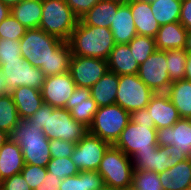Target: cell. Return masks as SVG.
Masks as SVG:
<instances>
[{
    "instance_id": "obj_1",
    "label": "cell",
    "mask_w": 191,
    "mask_h": 190,
    "mask_svg": "<svg viewBox=\"0 0 191 190\" xmlns=\"http://www.w3.org/2000/svg\"><path fill=\"white\" fill-rule=\"evenodd\" d=\"M19 41L23 59L41 68L46 77L69 72L72 53L68 42L39 28L27 29Z\"/></svg>"
},
{
    "instance_id": "obj_2",
    "label": "cell",
    "mask_w": 191,
    "mask_h": 190,
    "mask_svg": "<svg viewBox=\"0 0 191 190\" xmlns=\"http://www.w3.org/2000/svg\"><path fill=\"white\" fill-rule=\"evenodd\" d=\"M29 120L37 128H43L49 140L61 139L76 144L88 133V127L74 120L69 110L45 103Z\"/></svg>"
},
{
    "instance_id": "obj_3",
    "label": "cell",
    "mask_w": 191,
    "mask_h": 190,
    "mask_svg": "<svg viewBox=\"0 0 191 190\" xmlns=\"http://www.w3.org/2000/svg\"><path fill=\"white\" fill-rule=\"evenodd\" d=\"M72 55L107 60L115 46L110 28L84 25L80 21L67 41Z\"/></svg>"
},
{
    "instance_id": "obj_4",
    "label": "cell",
    "mask_w": 191,
    "mask_h": 190,
    "mask_svg": "<svg viewBox=\"0 0 191 190\" xmlns=\"http://www.w3.org/2000/svg\"><path fill=\"white\" fill-rule=\"evenodd\" d=\"M9 136L21 148L25 164L47 167L52 157L43 128L32 125L29 119H20Z\"/></svg>"
},
{
    "instance_id": "obj_5",
    "label": "cell",
    "mask_w": 191,
    "mask_h": 190,
    "mask_svg": "<svg viewBox=\"0 0 191 190\" xmlns=\"http://www.w3.org/2000/svg\"><path fill=\"white\" fill-rule=\"evenodd\" d=\"M105 185L114 190H126L133 183L134 167L131 157L114 145L105 151L97 170Z\"/></svg>"
},
{
    "instance_id": "obj_6",
    "label": "cell",
    "mask_w": 191,
    "mask_h": 190,
    "mask_svg": "<svg viewBox=\"0 0 191 190\" xmlns=\"http://www.w3.org/2000/svg\"><path fill=\"white\" fill-rule=\"evenodd\" d=\"M79 22L65 0H45L42 2V17L39 29L65 42Z\"/></svg>"
},
{
    "instance_id": "obj_7",
    "label": "cell",
    "mask_w": 191,
    "mask_h": 190,
    "mask_svg": "<svg viewBox=\"0 0 191 190\" xmlns=\"http://www.w3.org/2000/svg\"><path fill=\"white\" fill-rule=\"evenodd\" d=\"M130 122V113L118 104L98 107L88 132L114 144Z\"/></svg>"
},
{
    "instance_id": "obj_8",
    "label": "cell",
    "mask_w": 191,
    "mask_h": 190,
    "mask_svg": "<svg viewBox=\"0 0 191 190\" xmlns=\"http://www.w3.org/2000/svg\"><path fill=\"white\" fill-rule=\"evenodd\" d=\"M157 129L154 124H136L129 122L113 144L132 157L137 151H155L157 144Z\"/></svg>"
},
{
    "instance_id": "obj_9",
    "label": "cell",
    "mask_w": 191,
    "mask_h": 190,
    "mask_svg": "<svg viewBox=\"0 0 191 190\" xmlns=\"http://www.w3.org/2000/svg\"><path fill=\"white\" fill-rule=\"evenodd\" d=\"M154 93L137 74L119 75L115 104L130 113L146 108Z\"/></svg>"
},
{
    "instance_id": "obj_10",
    "label": "cell",
    "mask_w": 191,
    "mask_h": 190,
    "mask_svg": "<svg viewBox=\"0 0 191 190\" xmlns=\"http://www.w3.org/2000/svg\"><path fill=\"white\" fill-rule=\"evenodd\" d=\"M0 69L2 74L7 77L5 84L9 93L20 86L41 90L46 78L41 68L33 67L25 59L23 61H3Z\"/></svg>"
},
{
    "instance_id": "obj_11",
    "label": "cell",
    "mask_w": 191,
    "mask_h": 190,
    "mask_svg": "<svg viewBox=\"0 0 191 190\" xmlns=\"http://www.w3.org/2000/svg\"><path fill=\"white\" fill-rule=\"evenodd\" d=\"M167 67L166 52L156 50L139 65L137 75L155 93L167 92L172 83Z\"/></svg>"
},
{
    "instance_id": "obj_12",
    "label": "cell",
    "mask_w": 191,
    "mask_h": 190,
    "mask_svg": "<svg viewBox=\"0 0 191 190\" xmlns=\"http://www.w3.org/2000/svg\"><path fill=\"white\" fill-rule=\"evenodd\" d=\"M111 144L89 132L78 142L74 148L71 160L79 171H97L105 151Z\"/></svg>"
},
{
    "instance_id": "obj_13",
    "label": "cell",
    "mask_w": 191,
    "mask_h": 190,
    "mask_svg": "<svg viewBox=\"0 0 191 190\" xmlns=\"http://www.w3.org/2000/svg\"><path fill=\"white\" fill-rule=\"evenodd\" d=\"M107 60L72 55L69 73L76 87L91 88L108 71Z\"/></svg>"
},
{
    "instance_id": "obj_14",
    "label": "cell",
    "mask_w": 191,
    "mask_h": 190,
    "mask_svg": "<svg viewBox=\"0 0 191 190\" xmlns=\"http://www.w3.org/2000/svg\"><path fill=\"white\" fill-rule=\"evenodd\" d=\"M184 158L176 150L160 146L155 151H137L131 157L134 170L154 171L158 174L175 166Z\"/></svg>"
},
{
    "instance_id": "obj_15",
    "label": "cell",
    "mask_w": 191,
    "mask_h": 190,
    "mask_svg": "<svg viewBox=\"0 0 191 190\" xmlns=\"http://www.w3.org/2000/svg\"><path fill=\"white\" fill-rule=\"evenodd\" d=\"M157 144L191 158V119L180 118L173 126L157 129Z\"/></svg>"
},
{
    "instance_id": "obj_16",
    "label": "cell",
    "mask_w": 191,
    "mask_h": 190,
    "mask_svg": "<svg viewBox=\"0 0 191 190\" xmlns=\"http://www.w3.org/2000/svg\"><path fill=\"white\" fill-rule=\"evenodd\" d=\"M76 88L69 72L51 75L45 78L41 95L45 104L54 108H65L67 100Z\"/></svg>"
},
{
    "instance_id": "obj_17",
    "label": "cell",
    "mask_w": 191,
    "mask_h": 190,
    "mask_svg": "<svg viewBox=\"0 0 191 190\" xmlns=\"http://www.w3.org/2000/svg\"><path fill=\"white\" fill-rule=\"evenodd\" d=\"M65 109L69 110L74 120L89 127L98 110L96 101L91 97V90L87 87H76L67 100Z\"/></svg>"
},
{
    "instance_id": "obj_18",
    "label": "cell",
    "mask_w": 191,
    "mask_h": 190,
    "mask_svg": "<svg viewBox=\"0 0 191 190\" xmlns=\"http://www.w3.org/2000/svg\"><path fill=\"white\" fill-rule=\"evenodd\" d=\"M156 129L173 126L180 116L166 92L154 93L147 105Z\"/></svg>"
},
{
    "instance_id": "obj_19",
    "label": "cell",
    "mask_w": 191,
    "mask_h": 190,
    "mask_svg": "<svg viewBox=\"0 0 191 190\" xmlns=\"http://www.w3.org/2000/svg\"><path fill=\"white\" fill-rule=\"evenodd\" d=\"M137 35L155 38L160 28L155 19L149 0H129Z\"/></svg>"
},
{
    "instance_id": "obj_20",
    "label": "cell",
    "mask_w": 191,
    "mask_h": 190,
    "mask_svg": "<svg viewBox=\"0 0 191 190\" xmlns=\"http://www.w3.org/2000/svg\"><path fill=\"white\" fill-rule=\"evenodd\" d=\"M115 44H128L136 35L134 19L128 3H121L111 22Z\"/></svg>"
},
{
    "instance_id": "obj_21",
    "label": "cell",
    "mask_w": 191,
    "mask_h": 190,
    "mask_svg": "<svg viewBox=\"0 0 191 190\" xmlns=\"http://www.w3.org/2000/svg\"><path fill=\"white\" fill-rule=\"evenodd\" d=\"M162 190H184L191 186V158L158 174Z\"/></svg>"
},
{
    "instance_id": "obj_22",
    "label": "cell",
    "mask_w": 191,
    "mask_h": 190,
    "mask_svg": "<svg viewBox=\"0 0 191 190\" xmlns=\"http://www.w3.org/2000/svg\"><path fill=\"white\" fill-rule=\"evenodd\" d=\"M20 119H29L44 103L41 90L20 86L10 92Z\"/></svg>"
},
{
    "instance_id": "obj_23",
    "label": "cell",
    "mask_w": 191,
    "mask_h": 190,
    "mask_svg": "<svg viewBox=\"0 0 191 190\" xmlns=\"http://www.w3.org/2000/svg\"><path fill=\"white\" fill-rule=\"evenodd\" d=\"M24 165L21 148L9 138L0 148V181L19 174Z\"/></svg>"
},
{
    "instance_id": "obj_24",
    "label": "cell",
    "mask_w": 191,
    "mask_h": 190,
    "mask_svg": "<svg viewBox=\"0 0 191 190\" xmlns=\"http://www.w3.org/2000/svg\"><path fill=\"white\" fill-rule=\"evenodd\" d=\"M107 62L109 71L117 75H133L139 70V64L128 44H115Z\"/></svg>"
},
{
    "instance_id": "obj_25",
    "label": "cell",
    "mask_w": 191,
    "mask_h": 190,
    "mask_svg": "<svg viewBox=\"0 0 191 190\" xmlns=\"http://www.w3.org/2000/svg\"><path fill=\"white\" fill-rule=\"evenodd\" d=\"M187 29L180 22L160 26L155 36L157 50L184 49Z\"/></svg>"
},
{
    "instance_id": "obj_26",
    "label": "cell",
    "mask_w": 191,
    "mask_h": 190,
    "mask_svg": "<svg viewBox=\"0 0 191 190\" xmlns=\"http://www.w3.org/2000/svg\"><path fill=\"white\" fill-rule=\"evenodd\" d=\"M120 4V2L114 0H101L84 14L79 21L84 25L110 28Z\"/></svg>"
},
{
    "instance_id": "obj_27",
    "label": "cell",
    "mask_w": 191,
    "mask_h": 190,
    "mask_svg": "<svg viewBox=\"0 0 191 190\" xmlns=\"http://www.w3.org/2000/svg\"><path fill=\"white\" fill-rule=\"evenodd\" d=\"M119 75L107 71L91 88V97L98 107L115 104Z\"/></svg>"
},
{
    "instance_id": "obj_28",
    "label": "cell",
    "mask_w": 191,
    "mask_h": 190,
    "mask_svg": "<svg viewBox=\"0 0 191 190\" xmlns=\"http://www.w3.org/2000/svg\"><path fill=\"white\" fill-rule=\"evenodd\" d=\"M166 93L180 118L191 119V81L186 79L174 81Z\"/></svg>"
},
{
    "instance_id": "obj_29",
    "label": "cell",
    "mask_w": 191,
    "mask_h": 190,
    "mask_svg": "<svg viewBox=\"0 0 191 190\" xmlns=\"http://www.w3.org/2000/svg\"><path fill=\"white\" fill-rule=\"evenodd\" d=\"M11 14L27 29L39 28L42 2L21 0L11 7Z\"/></svg>"
},
{
    "instance_id": "obj_30",
    "label": "cell",
    "mask_w": 191,
    "mask_h": 190,
    "mask_svg": "<svg viewBox=\"0 0 191 190\" xmlns=\"http://www.w3.org/2000/svg\"><path fill=\"white\" fill-rule=\"evenodd\" d=\"M104 184V179L98 171L86 170L64 178L59 190H97Z\"/></svg>"
},
{
    "instance_id": "obj_31",
    "label": "cell",
    "mask_w": 191,
    "mask_h": 190,
    "mask_svg": "<svg viewBox=\"0 0 191 190\" xmlns=\"http://www.w3.org/2000/svg\"><path fill=\"white\" fill-rule=\"evenodd\" d=\"M182 0H150V6L159 25L179 22Z\"/></svg>"
},
{
    "instance_id": "obj_32",
    "label": "cell",
    "mask_w": 191,
    "mask_h": 190,
    "mask_svg": "<svg viewBox=\"0 0 191 190\" xmlns=\"http://www.w3.org/2000/svg\"><path fill=\"white\" fill-rule=\"evenodd\" d=\"M19 115L12 95L5 94L0 97V129L11 133L19 123Z\"/></svg>"
},
{
    "instance_id": "obj_33",
    "label": "cell",
    "mask_w": 191,
    "mask_h": 190,
    "mask_svg": "<svg viewBox=\"0 0 191 190\" xmlns=\"http://www.w3.org/2000/svg\"><path fill=\"white\" fill-rule=\"evenodd\" d=\"M166 52L167 70L172 82L185 79L187 52L184 49L164 50Z\"/></svg>"
},
{
    "instance_id": "obj_34",
    "label": "cell",
    "mask_w": 191,
    "mask_h": 190,
    "mask_svg": "<svg viewBox=\"0 0 191 190\" xmlns=\"http://www.w3.org/2000/svg\"><path fill=\"white\" fill-rule=\"evenodd\" d=\"M128 45L139 65L157 50L155 38L148 36L136 35Z\"/></svg>"
},
{
    "instance_id": "obj_35",
    "label": "cell",
    "mask_w": 191,
    "mask_h": 190,
    "mask_svg": "<svg viewBox=\"0 0 191 190\" xmlns=\"http://www.w3.org/2000/svg\"><path fill=\"white\" fill-rule=\"evenodd\" d=\"M47 171L51 173L52 176L62 180L80 172L70 157L51 158L47 165Z\"/></svg>"
},
{
    "instance_id": "obj_36",
    "label": "cell",
    "mask_w": 191,
    "mask_h": 190,
    "mask_svg": "<svg viewBox=\"0 0 191 190\" xmlns=\"http://www.w3.org/2000/svg\"><path fill=\"white\" fill-rule=\"evenodd\" d=\"M132 186L138 190H162L158 173L154 171L134 170Z\"/></svg>"
},
{
    "instance_id": "obj_37",
    "label": "cell",
    "mask_w": 191,
    "mask_h": 190,
    "mask_svg": "<svg viewBox=\"0 0 191 190\" xmlns=\"http://www.w3.org/2000/svg\"><path fill=\"white\" fill-rule=\"evenodd\" d=\"M24 27L12 14L0 23V38L20 40L26 32Z\"/></svg>"
},
{
    "instance_id": "obj_38",
    "label": "cell",
    "mask_w": 191,
    "mask_h": 190,
    "mask_svg": "<svg viewBox=\"0 0 191 190\" xmlns=\"http://www.w3.org/2000/svg\"><path fill=\"white\" fill-rule=\"evenodd\" d=\"M20 41L0 38V65L3 61H23Z\"/></svg>"
},
{
    "instance_id": "obj_39",
    "label": "cell",
    "mask_w": 191,
    "mask_h": 190,
    "mask_svg": "<svg viewBox=\"0 0 191 190\" xmlns=\"http://www.w3.org/2000/svg\"><path fill=\"white\" fill-rule=\"evenodd\" d=\"M47 167H41L38 165L25 164L24 168L20 172L27 181L31 190H36L37 187L43 183L47 175Z\"/></svg>"
},
{
    "instance_id": "obj_40",
    "label": "cell",
    "mask_w": 191,
    "mask_h": 190,
    "mask_svg": "<svg viewBox=\"0 0 191 190\" xmlns=\"http://www.w3.org/2000/svg\"><path fill=\"white\" fill-rule=\"evenodd\" d=\"M76 144L61 139L49 140V149L52 158L70 157Z\"/></svg>"
},
{
    "instance_id": "obj_41",
    "label": "cell",
    "mask_w": 191,
    "mask_h": 190,
    "mask_svg": "<svg viewBox=\"0 0 191 190\" xmlns=\"http://www.w3.org/2000/svg\"><path fill=\"white\" fill-rule=\"evenodd\" d=\"M1 190H31L21 173L1 181Z\"/></svg>"
},
{
    "instance_id": "obj_42",
    "label": "cell",
    "mask_w": 191,
    "mask_h": 190,
    "mask_svg": "<svg viewBox=\"0 0 191 190\" xmlns=\"http://www.w3.org/2000/svg\"><path fill=\"white\" fill-rule=\"evenodd\" d=\"M73 13L80 19L86 14L97 2L101 0H65Z\"/></svg>"
},
{
    "instance_id": "obj_43",
    "label": "cell",
    "mask_w": 191,
    "mask_h": 190,
    "mask_svg": "<svg viewBox=\"0 0 191 190\" xmlns=\"http://www.w3.org/2000/svg\"><path fill=\"white\" fill-rule=\"evenodd\" d=\"M179 22L191 30V0H182Z\"/></svg>"
},
{
    "instance_id": "obj_44",
    "label": "cell",
    "mask_w": 191,
    "mask_h": 190,
    "mask_svg": "<svg viewBox=\"0 0 191 190\" xmlns=\"http://www.w3.org/2000/svg\"><path fill=\"white\" fill-rule=\"evenodd\" d=\"M130 121L136 124H154L147 108L130 112Z\"/></svg>"
},
{
    "instance_id": "obj_45",
    "label": "cell",
    "mask_w": 191,
    "mask_h": 190,
    "mask_svg": "<svg viewBox=\"0 0 191 190\" xmlns=\"http://www.w3.org/2000/svg\"><path fill=\"white\" fill-rule=\"evenodd\" d=\"M61 181L62 179L52 176L51 173L47 172L43 183L36 190H59Z\"/></svg>"
},
{
    "instance_id": "obj_46",
    "label": "cell",
    "mask_w": 191,
    "mask_h": 190,
    "mask_svg": "<svg viewBox=\"0 0 191 190\" xmlns=\"http://www.w3.org/2000/svg\"><path fill=\"white\" fill-rule=\"evenodd\" d=\"M11 14V7L0 0V23Z\"/></svg>"
},
{
    "instance_id": "obj_47",
    "label": "cell",
    "mask_w": 191,
    "mask_h": 190,
    "mask_svg": "<svg viewBox=\"0 0 191 190\" xmlns=\"http://www.w3.org/2000/svg\"><path fill=\"white\" fill-rule=\"evenodd\" d=\"M7 77L2 74V70L0 69V97L5 95V94H9L8 88L5 84V79Z\"/></svg>"
},
{
    "instance_id": "obj_48",
    "label": "cell",
    "mask_w": 191,
    "mask_h": 190,
    "mask_svg": "<svg viewBox=\"0 0 191 190\" xmlns=\"http://www.w3.org/2000/svg\"><path fill=\"white\" fill-rule=\"evenodd\" d=\"M185 68V79L191 81V54L188 53Z\"/></svg>"
},
{
    "instance_id": "obj_49",
    "label": "cell",
    "mask_w": 191,
    "mask_h": 190,
    "mask_svg": "<svg viewBox=\"0 0 191 190\" xmlns=\"http://www.w3.org/2000/svg\"><path fill=\"white\" fill-rule=\"evenodd\" d=\"M184 50L188 54H191V30H187L186 44H185Z\"/></svg>"
},
{
    "instance_id": "obj_50",
    "label": "cell",
    "mask_w": 191,
    "mask_h": 190,
    "mask_svg": "<svg viewBox=\"0 0 191 190\" xmlns=\"http://www.w3.org/2000/svg\"><path fill=\"white\" fill-rule=\"evenodd\" d=\"M10 138L9 133L0 129V148L6 143Z\"/></svg>"
},
{
    "instance_id": "obj_51",
    "label": "cell",
    "mask_w": 191,
    "mask_h": 190,
    "mask_svg": "<svg viewBox=\"0 0 191 190\" xmlns=\"http://www.w3.org/2000/svg\"><path fill=\"white\" fill-rule=\"evenodd\" d=\"M4 4L12 7L13 5L17 4L21 0H2Z\"/></svg>"
},
{
    "instance_id": "obj_52",
    "label": "cell",
    "mask_w": 191,
    "mask_h": 190,
    "mask_svg": "<svg viewBox=\"0 0 191 190\" xmlns=\"http://www.w3.org/2000/svg\"><path fill=\"white\" fill-rule=\"evenodd\" d=\"M97 190H114V189H111L108 185H103L102 187L98 188Z\"/></svg>"
},
{
    "instance_id": "obj_53",
    "label": "cell",
    "mask_w": 191,
    "mask_h": 190,
    "mask_svg": "<svg viewBox=\"0 0 191 190\" xmlns=\"http://www.w3.org/2000/svg\"><path fill=\"white\" fill-rule=\"evenodd\" d=\"M116 2H120V3H127L129 0H114Z\"/></svg>"
},
{
    "instance_id": "obj_54",
    "label": "cell",
    "mask_w": 191,
    "mask_h": 190,
    "mask_svg": "<svg viewBox=\"0 0 191 190\" xmlns=\"http://www.w3.org/2000/svg\"><path fill=\"white\" fill-rule=\"evenodd\" d=\"M126 190H138V189H136V188H134L133 186H130L128 189H126Z\"/></svg>"
},
{
    "instance_id": "obj_55",
    "label": "cell",
    "mask_w": 191,
    "mask_h": 190,
    "mask_svg": "<svg viewBox=\"0 0 191 190\" xmlns=\"http://www.w3.org/2000/svg\"><path fill=\"white\" fill-rule=\"evenodd\" d=\"M25 1H38V2H43L45 0H25Z\"/></svg>"
},
{
    "instance_id": "obj_56",
    "label": "cell",
    "mask_w": 191,
    "mask_h": 190,
    "mask_svg": "<svg viewBox=\"0 0 191 190\" xmlns=\"http://www.w3.org/2000/svg\"><path fill=\"white\" fill-rule=\"evenodd\" d=\"M184 190H191V186H189L188 188H185Z\"/></svg>"
}]
</instances>
